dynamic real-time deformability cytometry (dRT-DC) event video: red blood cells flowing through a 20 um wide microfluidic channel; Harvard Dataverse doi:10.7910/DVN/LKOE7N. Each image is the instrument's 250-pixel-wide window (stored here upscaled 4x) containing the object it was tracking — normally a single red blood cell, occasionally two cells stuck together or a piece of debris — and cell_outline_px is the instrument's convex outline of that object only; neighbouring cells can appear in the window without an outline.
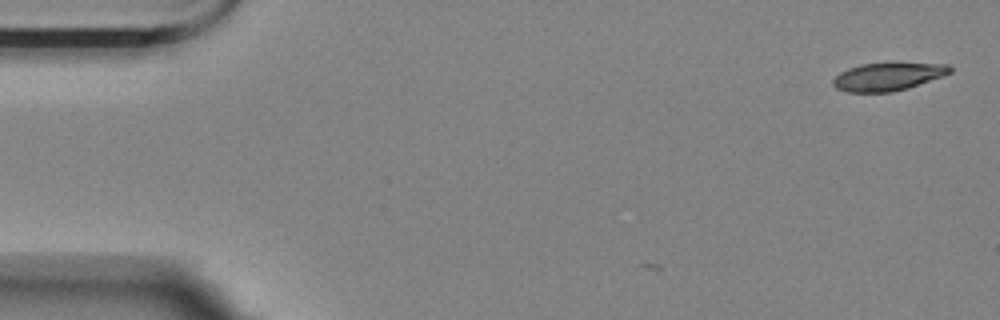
{"species": "Egyptian fruit bat (a non-hibernating species)", "species_latin": "Rousettus aegyptiacus", "temperature_condition": "room temperature", "stored_images_in_passage": 5, "camera_frame_rate_fps": 3000, "um_per_image_px": 0.085, "animal": {"sex": "female"}, "frame": {"image": 1, "passage_image": 1, "time_ms": 0.0, "image_size_px": [1000, 320], "cell_outline_px": [[952, 72], [944, 76], [908, 88], [892, 92], [848, 92], [836, 88], [832, 84], [832, 80], [840, 72], [848, 68], [860, 64], [948, 64], [952, 68]], "centroid_in_image_um": [75.46, 6.53], "position_along_channel_um": 9.5, "area_um2": 18.79}}